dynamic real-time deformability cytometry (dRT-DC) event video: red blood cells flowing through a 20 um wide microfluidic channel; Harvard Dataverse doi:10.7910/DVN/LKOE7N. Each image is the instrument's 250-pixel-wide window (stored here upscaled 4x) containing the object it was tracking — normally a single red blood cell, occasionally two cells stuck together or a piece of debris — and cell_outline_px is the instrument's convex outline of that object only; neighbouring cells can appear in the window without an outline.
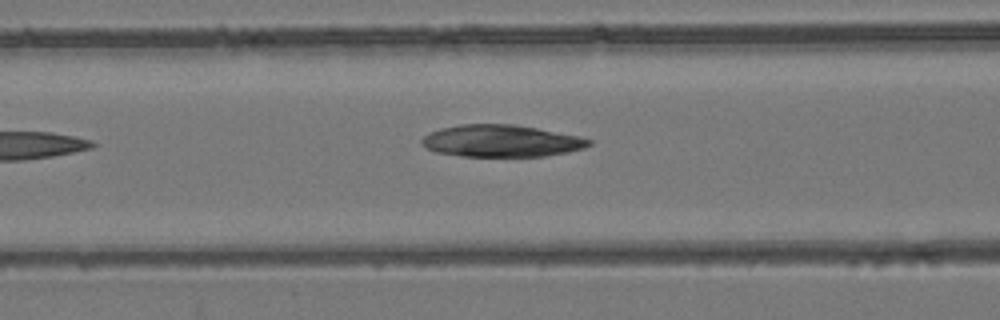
{"species": "common noctule bat (a hibernating species)", "species_latin": "Nyctalus noctula", "temperature_condition": "room temperature", "stored_images_in_passage": 18, "camera_frame_rate_fps": 3000, "um_per_image_px": 0.085, "animal": {"sex": "female", "body_mass_g": 24.6, "forearm_length_mm": 56.2}, "frame": {"image": 1, "passage_image": 7, "time_ms": 2.0, "image_size_px": [1000, 320], "cell_outline_px": [[592, 144], [584, 148], [568, 152], [544, 156], [460, 156], [436, 152], [424, 148], [420, 144], [420, 140], [428, 132], [440, 128], [460, 124], [512, 124], [536, 128], [580, 136], [592, 140]], "centroid_in_image_um": [42.57, 11.98], "position_along_channel_um": 124.0, "area_um2": 31.39}}
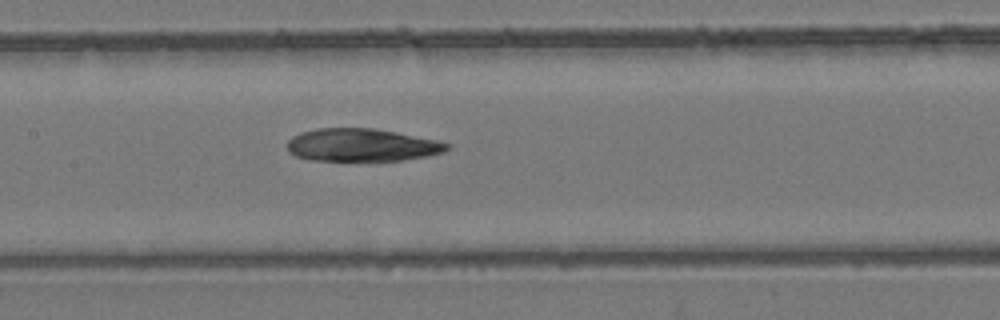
{"frame": {"image": 2, "passage_image": 11, "time_ms": 3.333, "image_size_px": [1000, 320], "cell_outline_px": [[452, 148], [444, 152], [404, 160], [308, 160], [296, 156], [288, 152], [288, 140], [292, 136], [300, 132], [320, 128], [372, 128], [396, 132], [436, 140], [452, 144]], "centroid_in_image_um": [30.75, 12.32], "position_along_channel_um": 176.6, "area_um2": 30.46}}